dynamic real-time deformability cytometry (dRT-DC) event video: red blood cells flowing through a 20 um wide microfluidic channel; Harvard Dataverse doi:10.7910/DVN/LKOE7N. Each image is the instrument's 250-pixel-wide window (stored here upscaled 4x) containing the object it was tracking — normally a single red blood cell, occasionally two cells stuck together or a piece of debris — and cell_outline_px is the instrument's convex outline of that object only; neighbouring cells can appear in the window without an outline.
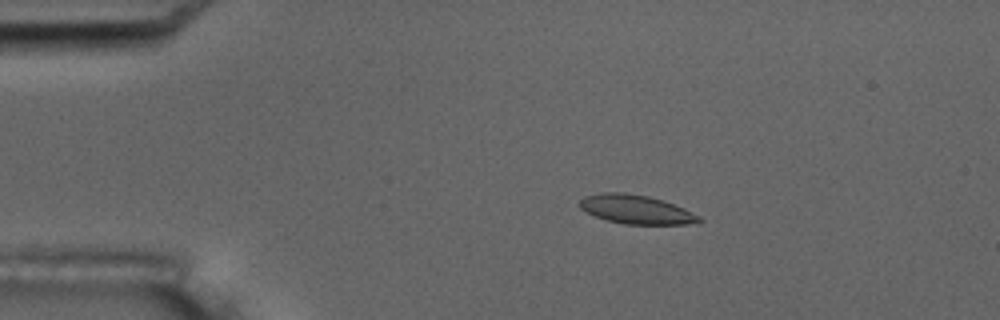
{"species": "common noctule bat (a hibernating species)", "species_latin": "Nyctalus noctula", "temperature_condition": "room temperature", "stored_images_in_passage": 6, "camera_frame_rate_fps": 3000, "um_per_image_px": 0.085, "animal": {"sex": "male", "body_mass_g": 17.5, "forearm_length_mm": 52.3}, "frame": {"image": 1, "passage_image": 4, "time_ms": 3.667, "image_size_px": [1000, 320], "cell_outline_px": [[704, 220], [700, 224], [624, 224], [608, 220], [596, 216], [580, 208], [580, 200], [584, 196], [604, 192], [624, 192], [648, 196], [684, 208], [700, 216]], "centroid_in_image_um": [54.11, 17.81], "position_along_channel_um": 30.9, "area_um2": 20.0}}
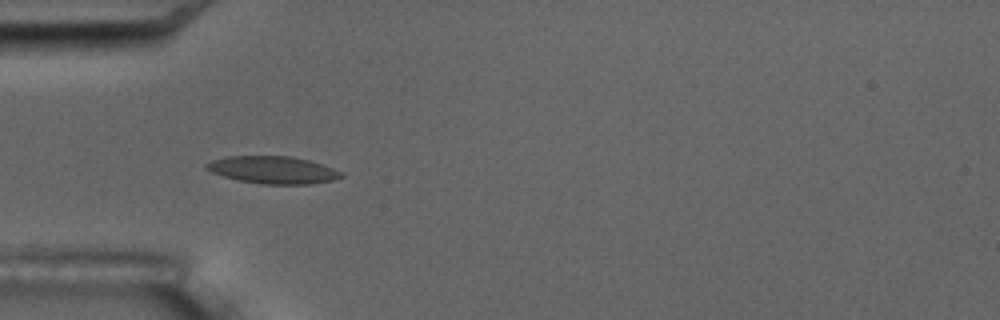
{"frame": {"image": 2, "passage_image": 6, "time_ms": 6.0, "image_size_px": [1000, 320], "cell_outline_px": [[344, 176], [332, 180], [308, 184], [260, 184], [240, 180], [224, 176], [212, 172], [204, 168], [204, 164], [212, 160], [228, 156], [288, 156], [308, 160], [344, 172]], "centroid_in_image_um": [23.18, 14.44], "position_along_channel_um": 61.8, "area_um2": 21.33}}